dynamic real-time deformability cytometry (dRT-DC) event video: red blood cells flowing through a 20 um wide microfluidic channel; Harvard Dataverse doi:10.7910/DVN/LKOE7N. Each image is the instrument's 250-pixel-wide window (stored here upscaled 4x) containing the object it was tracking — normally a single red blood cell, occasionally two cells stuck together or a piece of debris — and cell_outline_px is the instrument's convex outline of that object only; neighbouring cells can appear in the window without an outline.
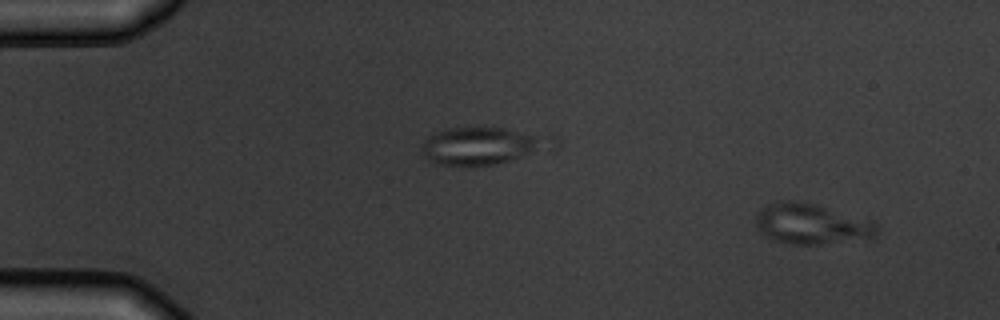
{"species": "common noctule bat (a hibernating species)", "species_latin": "Nyctalus noctula", "temperature_condition": "warm", "stored_images_in_passage": 5, "camera_frame_rate_fps": 3000, "um_per_image_px": 0.085, "animal": {"sex": "male", "body_mass_g": 19.5, "forearm_length_mm": 54.6}, "frame": {"image": 1, "passage_image": 1, "time_ms": 0.0, "image_size_px": [1000, 320], "cell_outline_px": [[880, 224], [876, 236], [872, 240], [816, 244], [792, 244], [772, 240], [764, 236], [756, 228], [756, 216], [760, 208], [768, 204], [780, 200], [792, 200], [812, 204]], "centroid_in_image_um": [68.97, 19.07], "position_along_channel_um": 16.0, "area_um2": 28.67}}
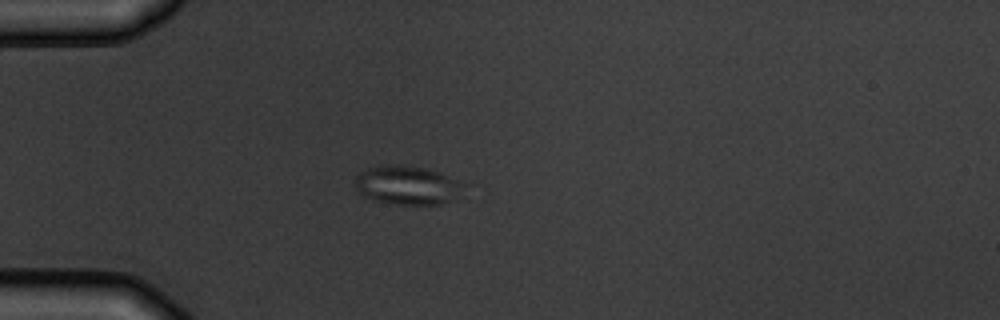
{"frame": {"image": 2, "passage_image": 4, "time_ms": 3.667, "image_size_px": [1000, 320], "cell_outline_px": [[468, 184], [448, 200], [440, 204], [396, 204], [372, 200], [364, 196], [356, 188], [356, 176], [360, 172], [368, 168], [380, 164], [404, 164], [424, 168], [440, 172]], "centroid_in_image_um": [34.58, 15.71], "position_along_channel_um": 50.4, "area_um2": 24.51}}